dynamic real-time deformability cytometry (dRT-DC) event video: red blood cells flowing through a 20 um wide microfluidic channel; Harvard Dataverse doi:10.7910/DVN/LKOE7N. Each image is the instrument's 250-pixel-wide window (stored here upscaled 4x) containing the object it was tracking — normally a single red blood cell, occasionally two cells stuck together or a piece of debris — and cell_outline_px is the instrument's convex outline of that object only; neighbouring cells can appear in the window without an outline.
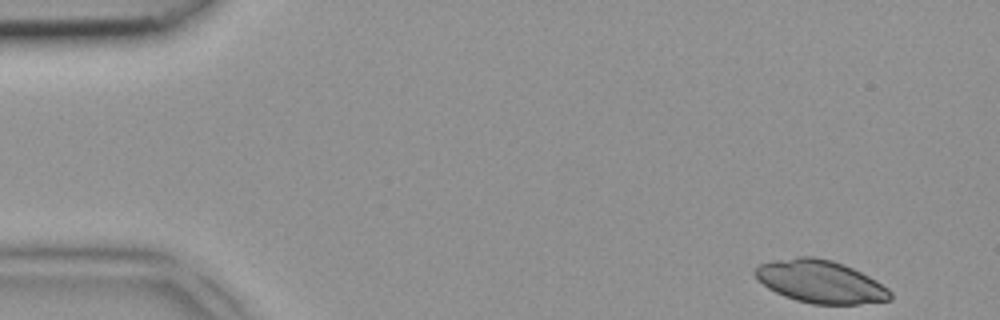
{"species": "common noctule bat (a hibernating species)", "species_latin": "Nyctalus noctula", "temperature_condition": "room temperature", "stored_images_in_passage": 6, "camera_frame_rate_fps": 3000, "um_per_image_px": 0.085, "animal": {"sex": "female", "body_mass_g": 18.4}, "frame": {"image": 1, "passage_image": 1, "time_ms": 0.0, "image_size_px": [1000, 320], "cell_outline_px": [[892, 300], [860, 304], [812, 304], [796, 300], [784, 296], [768, 288], [752, 272], [760, 264], [776, 260], [796, 256], [812, 256], [832, 260], [844, 264], [876, 280], [888, 288], [892, 292]], "centroid_in_image_um": [69.76, 23.94], "position_along_channel_um": 15.2, "area_um2": 33.58}}